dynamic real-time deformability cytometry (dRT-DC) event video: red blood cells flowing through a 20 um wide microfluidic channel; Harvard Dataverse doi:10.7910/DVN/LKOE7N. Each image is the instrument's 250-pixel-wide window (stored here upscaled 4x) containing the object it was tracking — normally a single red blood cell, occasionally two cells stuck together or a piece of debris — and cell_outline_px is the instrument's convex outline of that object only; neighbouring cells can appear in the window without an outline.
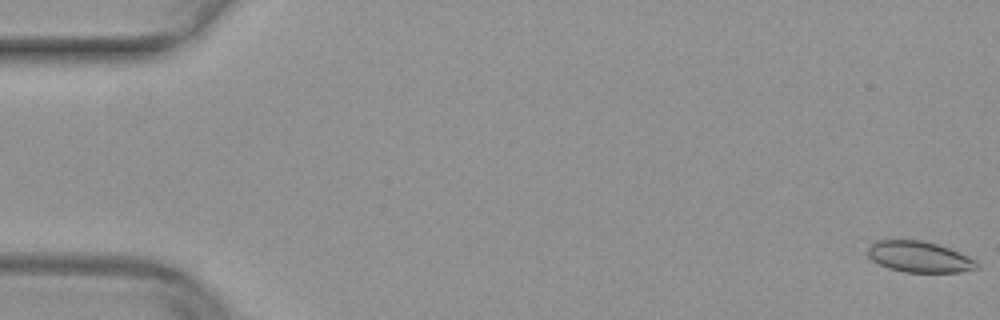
{"species": "common noctule bat (a hibernating species)", "species_latin": "Nyctalus noctula", "temperature_condition": "warm", "stored_images_in_passage": 51, "camera_frame_rate_fps": 3000, "um_per_image_px": 0.085, "animal": {"sex": "female", "body_mass_g": 29.2, "forearm_length_mm": 56.3}, "frame": {"image": 1, "passage_image": 1, "time_ms": 0.0, "image_size_px": [1000, 320], "cell_outline_px": [[980, 268], [960, 272], [904, 272], [888, 268], [872, 260], [864, 252], [872, 240], [924, 240], [948, 248], [968, 256], [976, 260], [980, 264]], "centroid_in_image_um": [78.1, 21.82], "position_along_channel_um": 6.9, "area_um2": 20.0}}
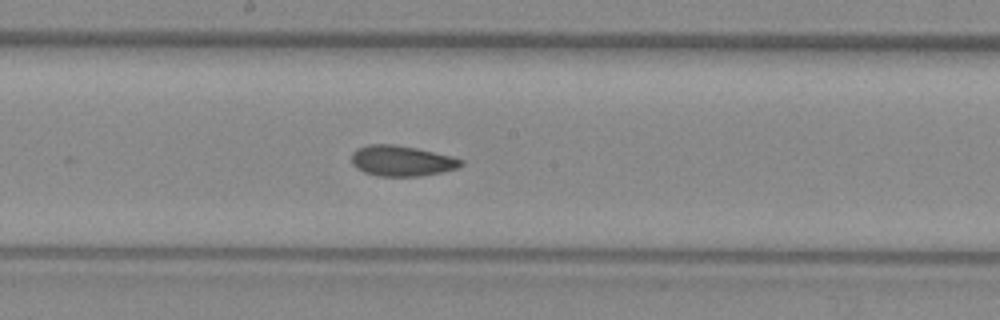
{"frame": {"image": 2, "passage_image": 28, "time_ms": 9.0, "image_size_px": [1000, 320], "cell_outline_px": [[464, 164], [456, 168], [440, 172], [420, 176], [376, 176], [364, 172], [356, 168], [352, 164], [352, 152], [356, 148], [368, 144], [392, 144], [416, 148], [452, 156], [464, 160]], "centroid_in_image_um": [34.11, 13.67], "position_along_channel_um": 214.1, "area_um2": 19.54}}
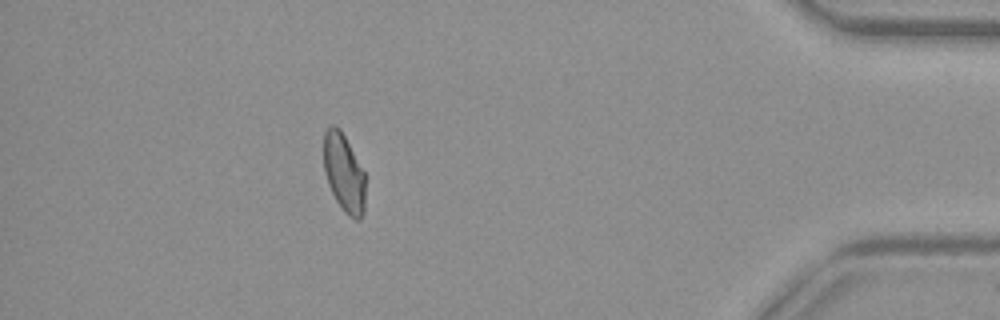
{"frame": {"image": 3, "passage_image": 46, "time_ms": 15.0, "image_size_px": [1000, 320], "cell_outline_px": [[364, 212], [360, 220], [356, 220], [348, 216], [344, 212], [336, 200], [328, 184], [324, 172], [324, 132], [328, 124], [336, 124], [340, 128], [364, 172]], "centroid_in_image_um": [29.21, 14.68], "position_along_channel_um": 406.0, "area_um2": 19.02}}